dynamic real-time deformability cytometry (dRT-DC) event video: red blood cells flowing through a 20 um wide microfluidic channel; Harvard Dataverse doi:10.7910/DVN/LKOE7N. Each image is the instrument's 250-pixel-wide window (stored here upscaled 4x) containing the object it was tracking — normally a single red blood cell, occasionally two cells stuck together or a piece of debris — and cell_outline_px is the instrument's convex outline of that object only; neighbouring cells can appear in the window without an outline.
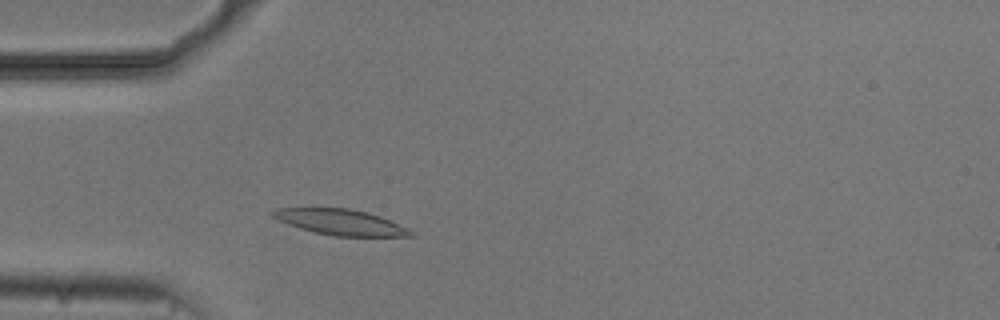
{"species": "common noctule bat (a hibernating species)", "species_latin": "Nyctalus noctula", "temperature_condition": "cold", "stored_images_in_passage": 41, "camera_frame_rate_fps": 3000, "um_per_image_px": 0.085, "animal": {"sex": "male", "body_mass_g": 20.5, "forearm_length_mm": 52.5}, "frame": {"image": 1, "passage_image": 3, "time_ms": 0.667, "image_size_px": [1000, 320], "cell_outline_px": [[416, 236], [332, 236], [312, 232], [288, 224], [272, 216], [268, 212], [276, 208], [348, 208], [368, 212], [380, 216], [408, 228], [416, 232]], "centroid_in_image_um": [28.96, 18.88], "position_along_channel_um": 56.0, "area_um2": 20.75}}
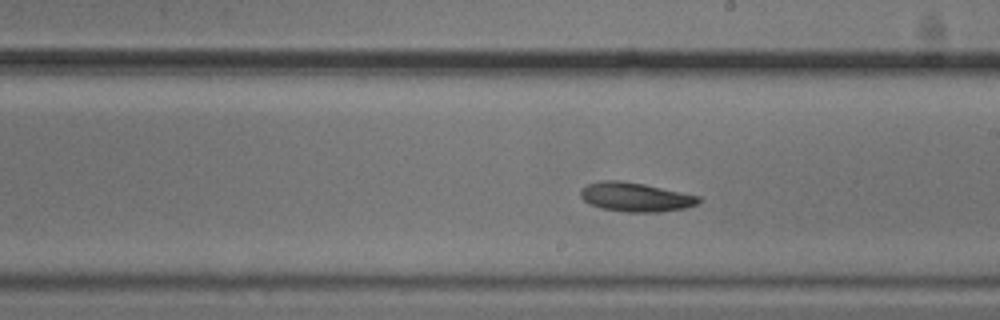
{"frame": {"image": 2, "passage_image": 18, "time_ms": 5.667, "image_size_px": [1000, 320], "cell_outline_px": [[700, 200], [696, 204], [684, 208], [660, 212], [624, 212], [600, 208], [588, 204], [580, 196], [580, 188], [588, 184], [600, 180], [620, 180], [644, 184], [700, 196]], "centroid_in_image_um": [53.96, 16.75], "position_along_channel_um": 235.0, "area_um2": 20.11}}
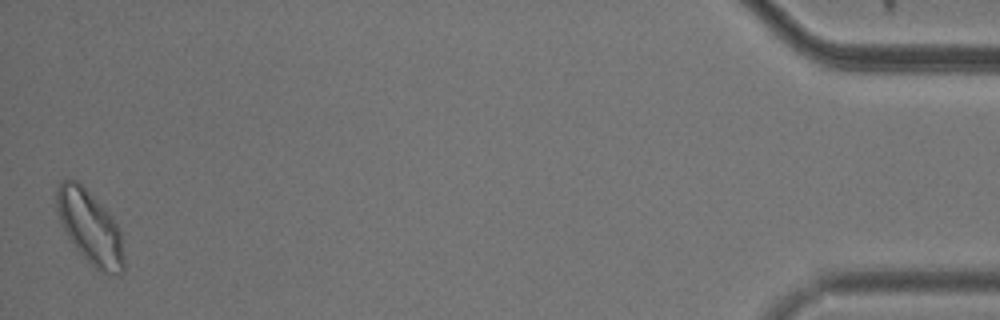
{"frame": {"image": 3, "passage_image": 41, "time_ms": 13.333, "image_size_px": [1000, 320], "cell_outline_px": [[124, 272], [104, 272], [96, 268], [76, 248], [68, 236], [60, 220], [56, 208], [56, 188], [60, 180], [68, 176], [76, 180], [112, 216], [120, 232], [124, 256]], "centroid_in_image_um": [7.62, 19.26], "position_along_channel_um": 427.6, "area_um2": 28.15}, "authors_computed_cell_mechanics": {"area_um2": 20.23, "velocity_mm_per_s": 3.6845, "shape_relaxation_time_tau1_ms": 4.5123, "shape_relaxation_time_tau2_ms": null, "deformation_change_tau1": 0.1088, "deformation_change_tau2": null}}